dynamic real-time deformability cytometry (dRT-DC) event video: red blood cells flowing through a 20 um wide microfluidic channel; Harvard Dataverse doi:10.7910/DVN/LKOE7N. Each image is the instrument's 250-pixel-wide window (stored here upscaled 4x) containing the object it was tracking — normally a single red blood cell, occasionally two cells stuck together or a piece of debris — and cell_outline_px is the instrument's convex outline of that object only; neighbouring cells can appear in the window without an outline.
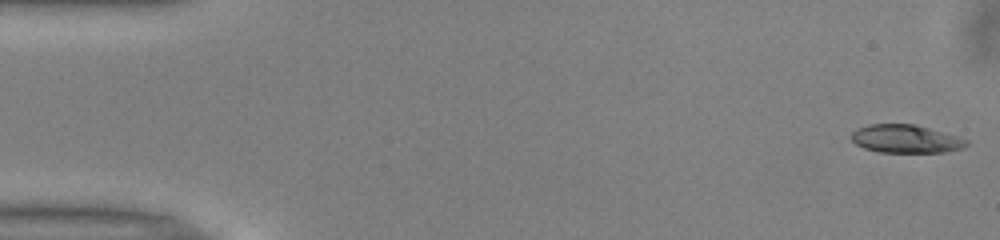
{"species": "common noctule bat (a hibernating species)", "species_latin": "Nyctalus noctula", "temperature_condition": "warm", "stored_images_in_passage": 50, "camera_frame_rate_fps": 3000, "um_per_image_px": 0.085, "animal": {"sex": "male", "body_mass_g": 13.0, "forearm_length_mm": 53.1}, "frame": {"image": 1, "passage_image": 1, "time_ms": 0.0, "image_size_px": [1000, 240], "cell_outline_px": [[968, 144], [964, 148], [944, 152], [880, 152], [864, 148], [856, 144], [852, 140], [852, 132], [856, 128], [868, 124], [916, 124], [960, 136], [968, 140]], "centroid_in_image_um": [77.02, 11.79], "position_along_channel_um": 8.0, "area_um2": 19.07}}
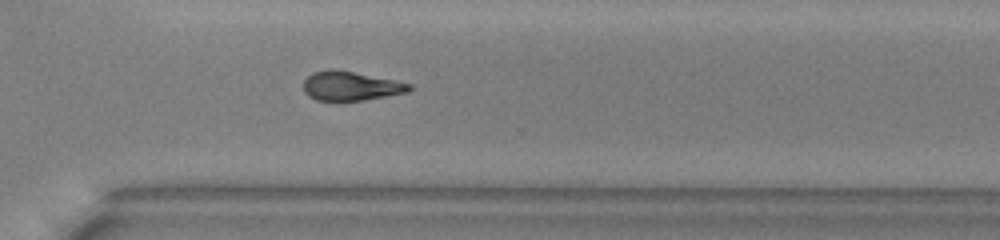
{"frame": {"image": 2, "passage_image": 36, "time_ms": 11.667, "image_size_px": [1000, 240], "cell_outline_px": [[412, 88], [408, 92], [364, 100], [316, 100], [308, 96], [304, 92], [304, 80], [312, 72], [328, 68], [336, 68], [412, 84]], "centroid_in_image_um": [29.78, 7.29], "position_along_channel_um": 340.8, "area_um2": 18.03}}
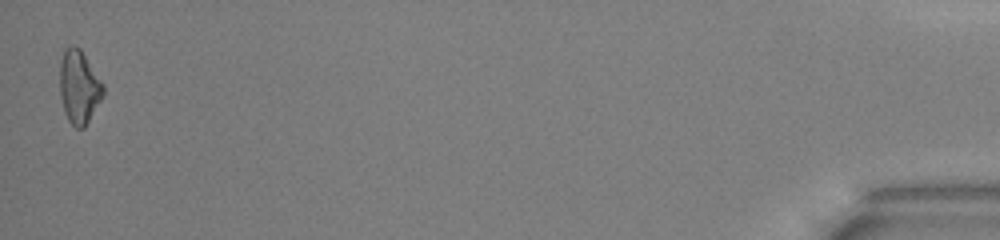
{"frame": {"image": 3, "passage_image": 50, "time_ms": 16.333, "image_size_px": [1000, 240], "cell_outline_px": [[104, 96], [84, 128], [76, 128], [68, 120], [64, 112], [60, 92], [60, 64], [64, 48], [72, 44], [80, 48], [104, 84]], "centroid_in_image_um": [6.73, 7.38], "position_along_channel_um": 428.5, "area_um2": 18.67}, "authors_computed_cell_mechanics": {"area_um2": 18.7272, "velocity_mm_per_s": 4.0275, "shape_relaxation_time_tau1_ms": 4.7743, "shape_relaxation_time_tau2_ms": null, "deformation_change_tau1": 0.1673, "deformation_change_tau2": null}}